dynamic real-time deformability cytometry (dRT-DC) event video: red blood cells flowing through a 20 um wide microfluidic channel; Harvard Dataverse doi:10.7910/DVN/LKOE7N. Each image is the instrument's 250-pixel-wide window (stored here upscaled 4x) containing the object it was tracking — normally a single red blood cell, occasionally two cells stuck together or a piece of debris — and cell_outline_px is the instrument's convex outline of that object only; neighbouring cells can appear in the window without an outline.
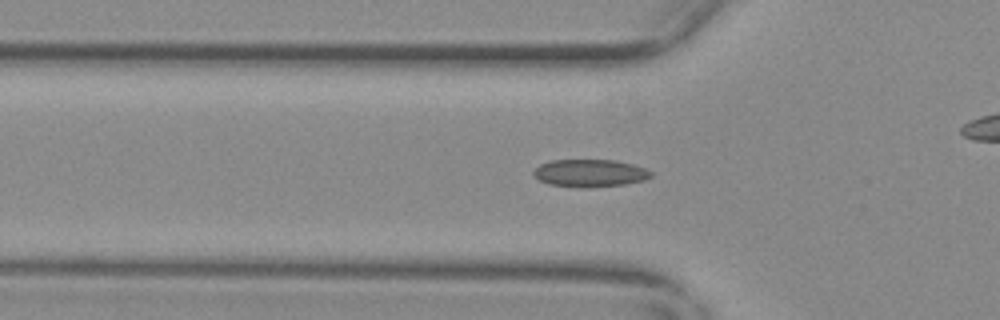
{"species": "common noctule bat (a hibernating species)", "species_latin": "Nyctalus noctula", "temperature_condition": "warm", "stored_images_in_passage": 45, "camera_frame_rate_fps": 3000, "um_per_image_px": 0.085, "animal": {"sex": "female", "body_mass_g": 29.2, "forearm_length_mm": 56.3}, "frame": {"image": 1, "passage_image": 7, "time_ms": 2.0, "image_size_px": [1000, 320], "cell_outline_px": [[652, 176], [644, 180], [624, 184], [588, 188], [580, 188], [548, 184], [540, 180], [532, 172], [540, 164], [552, 160], [616, 160], [632, 164], [644, 168], [652, 172]], "centroid_in_image_um": [50.14, 14.72], "position_along_channel_um": 75.7, "area_um2": 18.84}}
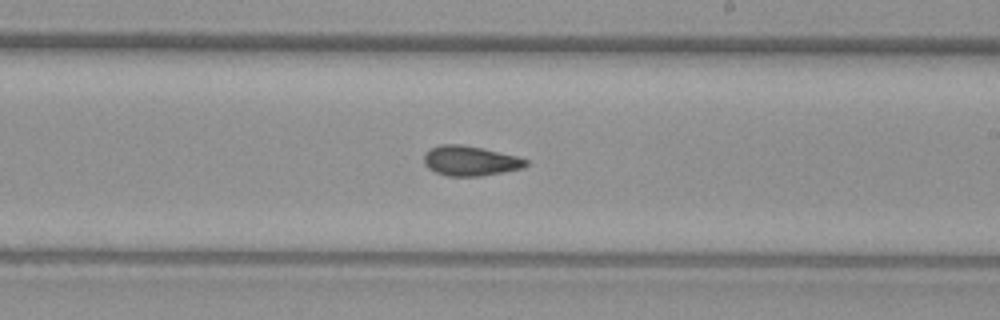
{"frame": {"image": 2, "passage_image": 21, "time_ms": 6.667, "image_size_px": [1000, 320], "cell_outline_px": [[528, 164], [524, 168], [504, 172], [480, 176], [448, 176], [436, 172], [428, 168], [424, 164], [424, 152], [428, 148], [440, 144], [460, 144], [484, 148], [516, 156], [528, 160]], "centroid_in_image_um": [39.95, 13.66], "position_along_channel_um": 249.1, "area_um2": 17.98}}
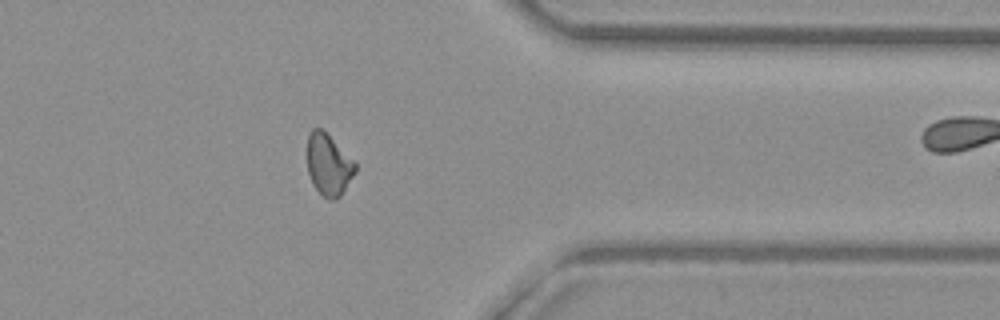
{"frame": {"image": 3, "passage_image": 33, "time_ms": 10.667, "image_size_px": [1000, 320], "cell_outline_px": [[356, 172], [340, 196], [336, 200], [328, 200], [312, 184], [308, 172], [308, 136], [312, 128], [324, 128], [356, 164]], "centroid_in_image_um": [27.93, 13.98], "position_along_channel_um": 383.5, "area_um2": 17.22}, "authors_computed_cell_mechanics": {"area_um2": 17.8024, "velocity_mm_per_s": 3.7047, "shape_relaxation_time_tau1_ms": null, "shape_relaxation_time_tau2_ms": 3.0125, "deformation_change_tau1": null, "deformation_change_tau2": 0.0819}}